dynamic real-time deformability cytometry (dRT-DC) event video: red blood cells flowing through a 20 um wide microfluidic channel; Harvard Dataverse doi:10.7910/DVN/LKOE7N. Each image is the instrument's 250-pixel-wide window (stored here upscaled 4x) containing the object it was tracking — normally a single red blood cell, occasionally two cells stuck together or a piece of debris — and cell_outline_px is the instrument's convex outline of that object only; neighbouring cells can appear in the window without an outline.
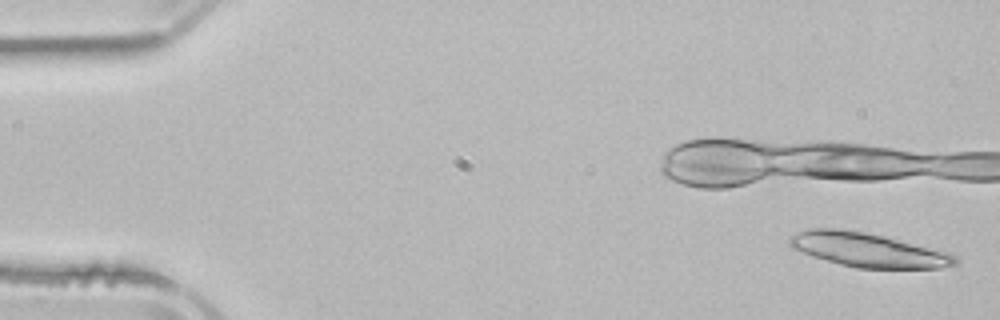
{"species": "common noctule bat (a hibernating species)", "species_latin": "Nyctalus noctula", "temperature_condition": "room temperature", "stored_images_in_passage": 4, "camera_frame_rate_fps": 3000, "um_per_image_px": 0.085, "animal": {"sex": "male", "body_mass_g": 21.5, "forearm_length_mm": 52.0}, "frame": {"image": 1, "passage_image": 1, "time_ms": 0.0, "image_size_px": [1000, 320], "cell_outline_px": [[960, 260], [956, 264], [940, 268], [856, 268], [840, 264], [812, 256], [792, 248], [788, 244], [788, 236], [808, 228], [840, 228], [864, 232], [884, 236], [948, 252], [956, 256]], "centroid_in_image_um": [73.74, 21.23], "position_along_channel_um": 11.3, "area_um2": 32.95}}